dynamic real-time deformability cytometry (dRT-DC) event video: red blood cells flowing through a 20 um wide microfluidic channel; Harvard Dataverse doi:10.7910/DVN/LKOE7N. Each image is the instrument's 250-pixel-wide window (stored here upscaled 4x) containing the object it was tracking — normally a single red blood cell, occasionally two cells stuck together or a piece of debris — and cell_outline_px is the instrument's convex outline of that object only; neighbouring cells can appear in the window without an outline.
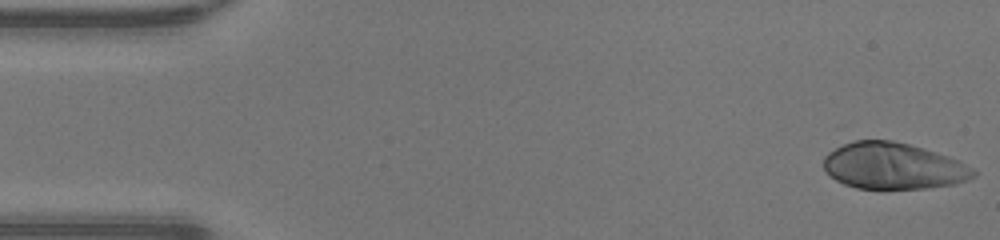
{"species": "human", "species_latin": "Homo sapiens", "temperature_condition": "warm", "stored_images_in_passage": 47, "camera_frame_rate_fps": 3000, "um_per_image_px": 0.085, "donor": {"sex": "male"}, "frame": {"image": 1, "passage_image": 1, "time_ms": 0.0, "image_size_px": [1000, 240], "cell_outline_px": [[976, 176], [968, 180], [956, 184], [928, 188], [856, 188], [844, 184], [836, 180], [824, 168], [824, 156], [828, 152], [852, 140], [892, 140], [924, 148], [960, 160], [972, 168], [976, 172]], "centroid_in_image_um": [75.96, 14.1], "position_along_channel_um": 9.0, "area_um2": 40.52}}
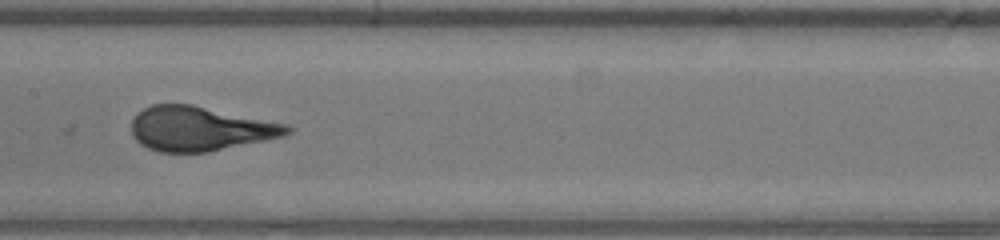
{"frame": {"image": 2, "passage_image": 23, "time_ms": 7.333, "image_size_px": [1000, 240], "cell_outline_px": [[292, 132], [284, 136], [208, 152], [160, 152], [148, 148], [140, 144], [132, 136], [132, 120], [136, 112], [152, 104], [192, 104], [288, 124], [292, 128]], "centroid_in_image_um": [16.99, 10.93], "position_along_channel_um": 190.4, "area_um2": 40.46}}
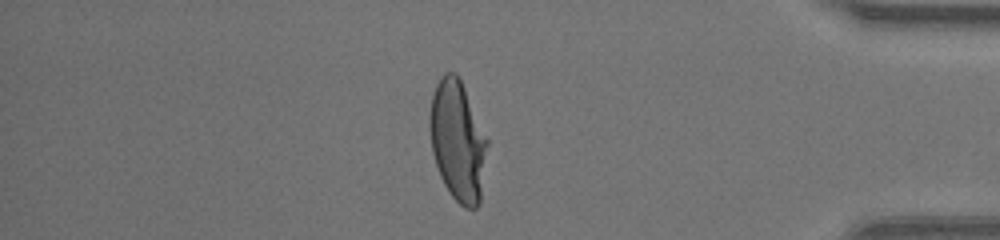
{"frame": {"image": 3, "passage_image": 40, "time_ms": 13.0, "image_size_px": [1000, 240], "cell_outline_px": [[488, 144], [480, 204], [476, 208], [464, 208], [452, 196], [444, 184], [440, 176], [432, 152], [428, 128], [428, 116], [432, 96], [436, 84], [440, 76], [444, 72], [456, 72], [460, 76], [488, 140]], "centroid_in_image_um": [38.89, 11.94], "position_along_channel_um": 396.3, "area_um2": 40.92}, "authors_computed_cell_mechanics": {"area_um2": 40.5756, "velocity_mm_per_s": 4.2915, "shape_relaxation_time_tau1_ms": 3.6075, "shape_relaxation_time_tau2_ms": null, "deformation_change_tau1": 0.2444, "deformation_change_tau2": null}}